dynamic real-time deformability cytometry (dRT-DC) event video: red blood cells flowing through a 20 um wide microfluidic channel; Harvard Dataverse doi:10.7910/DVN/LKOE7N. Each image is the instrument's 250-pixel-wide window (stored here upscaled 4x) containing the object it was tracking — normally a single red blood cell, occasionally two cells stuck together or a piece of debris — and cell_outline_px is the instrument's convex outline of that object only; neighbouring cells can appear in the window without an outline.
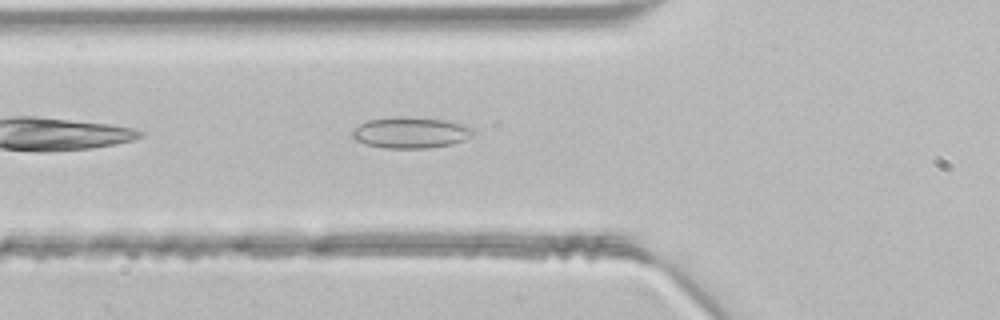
{"species": "common noctule bat (a hibernating species)", "species_latin": "Nyctalus noctula", "temperature_condition": "room temperature", "stored_images_in_passage": 34, "camera_frame_rate_fps": 3000, "um_per_image_px": 0.085, "animal": {"sex": "male", "body_mass_g": 21.5, "forearm_length_mm": 52.0}, "frame": {"image": 1, "passage_image": 4, "time_ms": 1.0, "image_size_px": [1000, 320], "cell_outline_px": [[476, 128], [472, 136], [464, 140], [452, 144], [428, 148], [384, 148], [364, 144], [356, 140], [352, 136], [352, 132], [360, 124], [368, 120], [404, 116], [444, 120], [464, 124]], "centroid_in_image_um": [34.95, 11.28], "position_along_channel_um": 90.9, "area_um2": 21.96}}
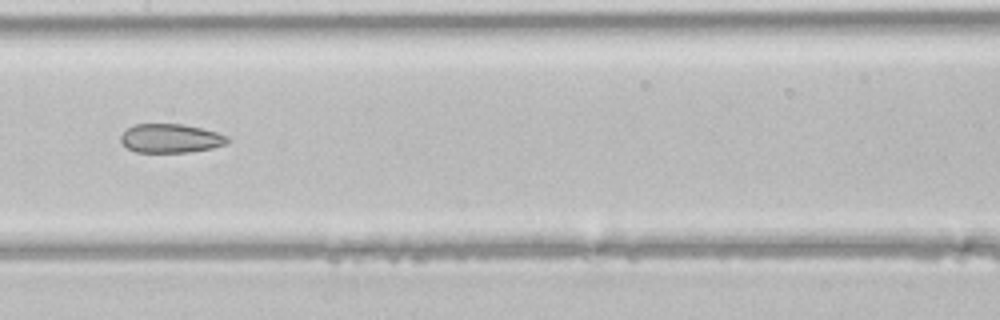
{"frame": {"image": 2, "passage_image": 11, "time_ms": 3.333, "image_size_px": [1000, 320], "cell_outline_px": [[228, 144], [212, 148], [188, 152], [136, 152], [128, 148], [120, 140], [120, 136], [128, 128], [136, 124], [180, 124], [200, 128], [216, 132], [228, 136]], "centroid_in_image_um": [14.51, 11.76], "position_along_channel_um": 192.9, "area_um2": 17.8}}
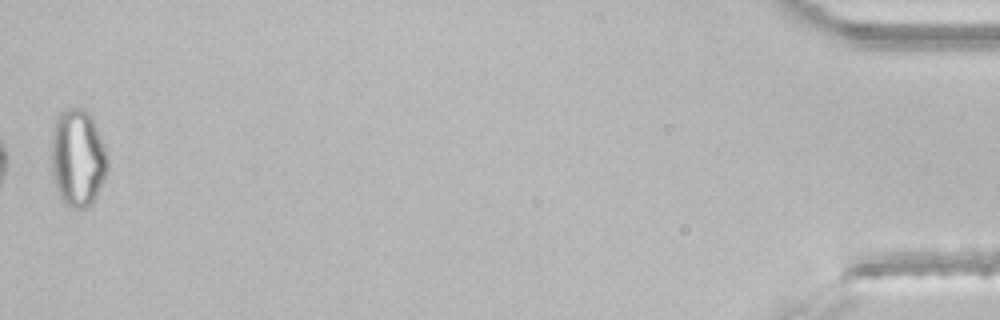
{"frame": {"image": 3, "passage_image": 34, "time_ms": 11.0, "image_size_px": [1000, 320], "cell_outline_px": [[108, 172], [92, 204], [88, 208], [72, 208], [64, 204], [60, 196], [56, 184], [52, 168], [52, 136], [56, 120], [60, 112], [64, 108], [84, 108], [92, 116], [108, 156]], "centroid_in_image_um": [6.64, 13.42], "position_along_channel_um": 428.6, "area_um2": 31.96}}